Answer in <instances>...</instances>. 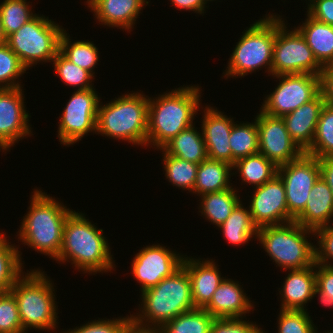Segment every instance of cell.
Instances as JSON below:
<instances>
[{"mask_svg":"<svg viewBox=\"0 0 333 333\" xmlns=\"http://www.w3.org/2000/svg\"><path fill=\"white\" fill-rule=\"evenodd\" d=\"M85 212L74 210L66 219L63 242L56 263H70L79 273L95 275L116 270L114 255L102 228L89 221Z\"/></svg>","mask_w":333,"mask_h":333,"instance_id":"cell-1","label":"cell"},{"mask_svg":"<svg viewBox=\"0 0 333 333\" xmlns=\"http://www.w3.org/2000/svg\"><path fill=\"white\" fill-rule=\"evenodd\" d=\"M201 88L198 84L183 85L149 97L147 147L162 149L182 130L195 123V117L203 106Z\"/></svg>","mask_w":333,"mask_h":333,"instance_id":"cell-2","label":"cell"},{"mask_svg":"<svg viewBox=\"0 0 333 333\" xmlns=\"http://www.w3.org/2000/svg\"><path fill=\"white\" fill-rule=\"evenodd\" d=\"M32 190L28 211L15 235L17 243L55 261L62 247L64 224L74 210L41 188Z\"/></svg>","mask_w":333,"mask_h":333,"instance_id":"cell-3","label":"cell"},{"mask_svg":"<svg viewBox=\"0 0 333 333\" xmlns=\"http://www.w3.org/2000/svg\"><path fill=\"white\" fill-rule=\"evenodd\" d=\"M29 270L24 272L10 289L17 302L22 329L25 333H29L31 329L55 332L59 329L55 283L43 268Z\"/></svg>","mask_w":333,"mask_h":333,"instance_id":"cell-4","label":"cell"},{"mask_svg":"<svg viewBox=\"0 0 333 333\" xmlns=\"http://www.w3.org/2000/svg\"><path fill=\"white\" fill-rule=\"evenodd\" d=\"M130 92L122 93L108 103L100 101L96 135L147 147L149 95L143 91Z\"/></svg>","mask_w":333,"mask_h":333,"instance_id":"cell-5","label":"cell"},{"mask_svg":"<svg viewBox=\"0 0 333 333\" xmlns=\"http://www.w3.org/2000/svg\"><path fill=\"white\" fill-rule=\"evenodd\" d=\"M142 300L131 319L142 326L161 327L184 312L195 309L191 281L186 269L181 266L171 276L156 286L140 293ZM139 310V311H138Z\"/></svg>","mask_w":333,"mask_h":333,"instance_id":"cell-6","label":"cell"},{"mask_svg":"<svg viewBox=\"0 0 333 333\" xmlns=\"http://www.w3.org/2000/svg\"><path fill=\"white\" fill-rule=\"evenodd\" d=\"M309 237H315L314 230L291 221L258 228L256 241L276 267L287 271L304 269L316 263L315 241L313 243Z\"/></svg>","mask_w":333,"mask_h":333,"instance_id":"cell-7","label":"cell"},{"mask_svg":"<svg viewBox=\"0 0 333 333\" xmlns=\"http://www.w3.org/2000/svg\"><path fill=\"white\" fill-rule=\"evenodd\" d=\"M267 14V15H266ZM245 28L227 62L222 74L226 80L244 78L259 70L271 76L273 47L275 41V13H266ZM265 16V17H264Z\"/></svg>","mask_w":333,"mask_h":333,"instance_id":"cell-8","label":"cell"},{"mask_svg":"<svg viewBox=\"0 0 333 333\" xmlns=\"http://www.w3.org/2000/svg\"><path fill=\"white\" fill-rule=\"evenodd\" d=\"M64 27L44 14L31 20L9 35L6 44L29 71L38 63L52 62L59 51V40ZM30 68V69H29Z\"/></svg>","mask_w":333,"mask_h":333,"instance_id":"cell-9","label":"cell"},{"mask_svg":"<svg viewBox=\"0 0 333 333\" xmlns=\"http://www.w3.org/2000/svg\"><path fill=\"white\" fill-rule=\"evenodd\" d=\"M286 20L282 15L275 14L271 76L294 73L320 75L324 67L317 61L299 30L295 26L289 29L291 24Z\"/></svg>","mask_w":333,"mask_h":333,"instance_id":"cell-10","label":"cell"},{"mask_svg":"<svg viewBox=\"0 0 333 333\" xmlns=\"http://www.w3.org/2000/svg\"><path fill=\"white\" fill-rule=\"evenodd\" d=\"M102 97L95 88L74 90L59 115L57 137L60 145L72 146L89 133L96 134V120Z\"/></svg>","mask_w":333,"mask_h":333,"instance_id":"cell-11","label":"cell"},{"mask_svg":"<svg viewBox=\"0 0 333 333\" xmlns=\"http://www.w3.org/2000/svg\"><path fill=\"white\" fill-rule=\"evenodd\" d=\"M277 81L266 94L260 110L271 116L283 117L320 93V75L294 73L272 76ZM279 81V83H278Z\"/></svg>","mask_w":333,"mask_h":333,"instance_id":"cell-12","label":"cell"},{"mask_svg":"<svg viewBox=\"0 0 333 333\" xmlns=\"http://www.w3.org/2000/svg\"><path fill=\"white\" fill-rule=\"evenodd\" d=\"M285 187L288 222L304 210L312 187L321 176L319 160L304 153L297 160L278 167V174Z\"/></svg>","mask_w":333,"mask_h":333,"instance_id":"cell-13","label":"cell"},{"mask_svg":"<svg viewBox=\"0 0 333 333\" xmlns=\"http://www.w3.org/2000/svg\"><path fill=\"white\" fill-rule=\"evenodd\" d=\"M166 247L154 242L141 247L131 260V274L139 283L140 293L156 286L182 266L185 255Z\"/></svg>","mask_w":333,"mask_h":333,"instance_id":"cell-14","label":"cell"},{"mask_svg":"<svg viewBox=\"0 0 333 333\" xmlns=\"http://www.w3.org/2000/svg\"><path fill=\"white\" fill-rule=\"evenodd\" d=\"M259 133V153L277 167L300 158L304 152L293 141L282 117L259 109L255 116Z\"/></svg>","mask_w":333,"mask_h":333,"instance_id":"cell-15","label":"cell"},{"mask_svg":"<svg viewBox=\"0 0 333 333\" xmlns=\"http://www.w3.org/2000/svg\"><path fill=\"white\" fill-rule=\"evenodd\" d=\"M252 190L248 207L258 228L288 223L285 187L278 175Z\"/></svg>","mask_w":333,"mask_h":333,"instance_id":"cell-16","label":"cell"},{"mask_svg":"<svg viewBox=\"0 0 333 333\" xmlns=\"http://www.w3.org/2000/svg\"><path fill=\"white\" fill-rule=\"evenodd\" d=\"M23 90V87L0 89V139L10 149L34 135Z\"/></svg>","mask_w":333,"mask_h":333,"instance_id":"cell-17","label":"cell"},{"mask_svg":"<svg viewBox=\"0 0 333 333\" xmlns=\"http://www.w3.org/2000/svg\"><path fill=\"white\" fill-rule=\"evenodd\" d=\"M214 107H212V104H205L199 110L203 114L200 128L205 141L207 156L209 159L224 161L232 165L229 137L235 120L233 117L225 115L223 111H219L216 106Z\"/></svg>","mask_w":333,"mask_h":333,"instance_id":"cell-18","label":"cell"},{"mask_svg":"<svg viewBox=\"0 0 333 333\" xmlns=\"http://www.w3.org/2000/svg\"><path fill=\"white\" fill-rule=\"evenodd\" d=\"M98 25L117 28L130 33L133 31L142 10L150 0H85Z\"/></svg>","mask_w":333,"mask_h":333,"instance_id":"cell-19","label":"cell"},{"mask_svg":"<svg viewBox=\"0 0 333 333\" xmlns=\"http://www.w3.org/2000/svg\"><path fill=\"white\" fill-rule=\"evenodd\" d=\"M226 277L204 309L215 318H245L252 311L250 314H253L255 302L246 294L243 284Z\"/></svg>","mask_w":333,"mask_h":333,"instance_id":"cell-20","label":"cell"},{"mask_svg":"<svg viewBox=\"0 0 333 333\" xmlns=\"http://www.w3.org/2000/svg\"><path fill=\"white\" fill-rule=\"evenodd\" d=\"M182 266L186 269L196 308H204L212 299L213 293L224 280L219 265L212 258L184 256Z\"/></svg>","mask_w":333,"mask_h":333,"instance_id":"cell-21","label":"cell"},{"mask_svg":"<svg viewBox=\"0 0 333 333\" xmlns=\"http://www.w3.org/2000/svg\"><path fill=\"white\" fill-rule=\"evenodd\" d=\"M288 272V273H287ZM285 270L284 281L278 288L281 310H308L306 304L313 300L316 288L315 264L297 270Z\"/></svg>","mask_w":333,"mask_h":333,"instance_id":"cell-22","label":"cell"},{"mask_svg":"<svg viewBox=\"0 0 333 333\" xmlns=\"http://www.w3.org/2000/svg\"><path fill=\"white\" fill-rule=\"evenodd\" d=\"M324 105L320 92L314 99L282 117L289 135L304 153L311 147Z\"/></svg>","mask_w":333,"mask_h":333,"instance_id":"cell-23","label":"cell"},{"mask_svg":"<svg viewBox=\"0 0 333 333\" xmlns=\"http://www.w3.org/2000/svg\"><path fill=\"white\" fill-rule=\"evenodd\" d=\"M294 221L311 230L333 224V193L321 176L312 187L304 210Z\"/></svg>","mask_w":333,"mask_h":333,"instance_id":"cell-24","label":"cell"},{"mask_svg":"<svg viewBox=\"0 0 333 333\" xmlns=\"http://www.w3.org/2000/svg\"><path fill=\"white\" fill-rule=\"evenodd\" d=\"M305 16V20L295 27L305 38L317 61L323 67L333 66V26L313 19L306 12Z\"/></svg>","mask_w":333,"mask_h":333,"instance_id":"cell-25","label":"cell"},{"mask_svg":"<svg viewBox=\"0 0 333 333\" xmlns=\"http://www.w3.org/2000/svg\"><path fill=\"white\" fill-rule=\"evenodd\" d=\"M232 176L234 175L231 164L207 158L198 166L194 190L191 194L199 197L204 194L229 189L234 186L230 182L232 181Z\"/></svg>","mask_w":333,"mask_h":333,"instance_id":"cell-26","label":"cell"},{"mask_svg":"<svg viewBox=\"0 0 333 333\" xmlns=\"http://www.w3.org/2000/svg\"><path fill=\"white\" fill-rule=\"evenodd\" d=\"M239 192L235 185L229 189L199 196L198 213L217 228L227 220L234 208L242 201Z\"/></svg>","mask_w":333,"mask_h":333,"instance_id":"cell-27","label":"cell"},{"mask_svg":"<svg viewBox=\"0 0 333 333\" xmlns=\"http://www.w3.org/2000/svg\"><path fill=\"white\" fill-rule=\"evenodd\" d=\"M195 123L182 130L162 149L169 155L200 164L208 158L202 130Z\"/></svg>","mask_w":333,"mask_h":333,"instance_id":"cell-28","label":"cell"},{"mask_svg":"<svg viewBox=\"0 0 333 333\" xmlns=\"http://www.w3.org/2000/svg\"><path fill=\"white\" fill-rule=\"evenodd\" d=\"M244 205L245 203L241 201L227 220L217 227L221 230L226 242L234 246H244L257 237L258 227L252 221L248 205L247 207Z\"/></svg>","mask_w":333,"mask_h":333,"instance_id":"cell-29","label":"cell"},{"mask_svg":"<svg viewBox=\"0 0 333 333\" xmlns=\"http://www.w3.org/2000/svg\"><path fill=\"white\" fill-rule=\"evenodd\" d=\"M277 174L278 167L261 153L241 158L233 165V175L240 176L241 185L249 184L252 188L263 185Z\"/></svg>","mask_w":333,"mask_h":333,"instance_id":"cell-30","label":"cell"},{"mask_svg":"<svg viewBox=\"0 0 333 333\" xmlns=\"http://www.w3.org/2000/svg\"><path fill=\"white\" fill-rule=\"evenodd\" d=\"M10 236L0 232V294L10 291L16 280L25 272L21 249L9 239ZM8 238V239H7Z\"/></svg>","mask_w":333,"mask_h":333,"instance_id":"cell-31","label":"cell"},{"mask_svg":"<svg viewBox=\"0 0 333 333\" xmlns=\"http://www.w3.org/2000/svg\"><path fill=\"white\" fill-rule=\"evenodd\" d=\"M70 34L64 29L59 40V51L72 63L89 71L94 77L95 68L100 62V51L94 41L76 40L72 41Z\"/></svg>","mask_w":333,"mask_h":333,"instance_id":"cell-32","label":"cell"},{"mask_svg":"<svg viewBox=\"0 0 333 333\" xmlns=\"http://www.w3.org/2000/svg\"><path fill=\"white\" fill-rule=\"evenodd\" d=\"M232 166L234 163L250 155L259 153V133L256 119L252 122H234L232 131L229 137Z\"/></svg>","mask_w":333,"mask_h":333,"instance_id":"cell-33","label":"cell"},{"mask_svg":"<svg viewBox=\"0 0 333 333\" xmlns=\"http://www.w3.org/2000/svg\"><path fill=\"white\" fill-rule=\"evenodd\" d=\"M162 150V151H161ZM161 151L163 164L164 176L167 182L171 185L178 187L183 191H189L192 193L194 190V185L197 176V169L199 164L181 160L178 157L171 156L167 154L163 149H158Z\"/></svg>","mask_w":333,"mask_h":333,"instance_id":"cell-34","label":"cell"},{"mask_svg":"<svg viewBox=\"0 0 333 333\" xmlns=\"http://www.w3.org/2000/svg\"><path fill=\"white\" fill-rule=\"evenodd\" d=\"M215 317L204 308L181 313L160 327L162 333H210Z\"/></svg>","mask_w":333,"mask_h":333,"instance_id":"cell-35","label":"cell"},{"mask_svg":"<svg viewBox=\"0 0 333 333\" xmlns=\"http://www.w3.org/2000/svg\"><path fill=\"white\" fill-rule=\"evenodd\" d=\"M317 159L333 157V106L325 103L311 147L305 152Z\"/></svg>","mask_w":333,"mask_h":333,"instance_id":"cell-36","label":"cell"},{"mask_svg":"<svg viewBox=\"0 0 333 333\" xmlns=\"http://www.w3.org/2000/svg\"><path fill=\"white\" fill-rule=\"evenodd\" d=\"M55 75L60 77L62 83L75 90L94 88L95 77L87 70L82 69L67 59L60 51L51 62Z\"/></svg>","mask_w":333,"mask_h":333,"instance_id":"cell-37","label":"cell"},{"mask_svg":"<svg viewBox=\"0 0 333 333\" xmlns=\"http://www.w3.org/2000/svg\"><path fill=\"white\" fill-rule=\"evenodd\" d=\"M32 9V2L27 0H3L0 2V17L6 38L36 15Z\"/></svg>","mask_w":333,"mask_h":333,"instance_id":"cell-38","label":"cell"},{"mask_svg":"<svg viewBox=\"0 0 333 333\" xmlns=\"http://www.w3.org/2000/svg\"><path fill=\"white\" fill-rule=\"evenodd\" d=\"M27 68L5 43L0 45V89L24 87L21 79Z\"/></svg>","mask_w":333,"mask_h":333,"instance_id":"cell-39","label":"cell"},{"mask_svg":"<svg viewBox=\"0 0 333 333\" xmlns=\"http://www.w3.org/2000/svg\"><path fill=\"white\" fill-rule=\"evenodd\" d=\"M307 310H281L277 315L276 333H318ZM263 333H268L263 330Z\"/></svg>","mask_w":333,"mask_h":333,"instance_id":"cell-40","label":"cell"},{"mask_svg":"<svg viewBox=\"0 0 333 333\" xmlns=\"http://www.w3.org/2000/svg\"><path fill=\"white\" fill-rule=\"evenodd\" d=\"M0 333H25L17 302L10 291L0 294Z\"/></svg>","mask_w":333,"mask_h":333,"instance_id":"cell-41","label":"cell"},{"mask_svg":"<svg viewBox=\"0 0 333 333\" xmlns=\"http://www.w3.org/2000/svg\"><path fill=\"white\" fill-rule=\"evenodd\" d=\"M131 320V315L108 318H98L87 321L85 324L73 329H66L59 333H122L126 324Z\"/></svg>","mask_w":333,"mask_h":333,"instance_id":"cell-42","label":"cell"},{"mask_svg":"<svg viewBox=\"0 0 333 333\" xmlns=\"http://www.w3.org/2000/svg\"><path fill=\"white\" fill-rule=\"evenodd\" d=\"M316 288L313 299L318 297L323 307L333 308V267L315 263Z\"/></svg>","mask_w":333,"mask_h":333,"instance_id":"cell-43","label":"cell"},{"mask_svg":"<svg viewBox=\"0 0 333 333\" xmlns=\"http://www.w3.org/2000/svg\"><path fill=\"white\" fill-rule=\"evenodd\" d=\"M314 235L316 237L312 240L317 241L315 244V262L333 267V224L315 229Z\"/></svg>","mask_w":333,"mask_h":333,"instance_id":"cell-44","label":"cell"},{"mask_svg":"<svg viewBox=\"0 0 333 333\" xmlns=\"http://www.w3.org/2000/svg\"><path fill=\"white\" fill-rule=\"evenodd\" d=\"M210 333H263V328L246 317L215 318Z\"/></svg>","mask_w":333,"mask_h":333,"instance_id":"cell-45","label":"cell"},{"mask_svg":"<svg viewBox=\"0 0 333 333\" xmlns=\"http://www.w3.org/2000/svg\"><path fill=\"white\" fill-rule=\"evenodd\" d=\"M305 9L313 19L333 26V0H315Z\"/></svg>","mask_w":333,"mask_h":333,"instance_id":"cell-46","label":"cell"},{"mask_svg":"<svg viewBox=\"0 0 333 333\" xmlns=\"http://www.w3.org/2000/svg\"><path fill=\"white\" fill-rule=\"evenodd\" d=\"M320 92L326 104L333 106V66H326L320 73Z\"/></svg>","mask_w":333,"mask_h":333,"instance_id":"cell-47","label":"cell"},{"mask_svg":"<svg viewBox=\"0 0 333 333\" xmlns=\"http://www.w3.org/2000/svg\"><path fill=\"white\" fill-rule=\"evenodd\" d=\"M170 5L176 10L180 11H192L199 15H205L206 9L209 8V2L207 0H169ZM208 3V4H207Z\"/></svg>","mask_w":333,"mask_h":333,"instance_id":"cell-48","label":"cell"},{"mask_svg":"<svg viewBox=\"0 0 333 333\" xmlns=\"http://www.w3.org/2000/svg\"><path fill=\"white\" fill-rule=\"evenodd\" d=\"M319 165L321 177L326 181L327 185L333 193V157L320 158Z\"/></svg>","mask_w":333,"mask_h":333,"instance_id":"cell-49","label":"cell"},{"mask_svg":"<svg viewBox=\"0 0 333 333\" xmlns=\"http://www.w3.org/2000/svg\"><path fill=\"white\" fill-rule=\"evenodd\" d=\"M122 333H162L159 327L142 326L132 319L126 324Z\"/></svg>","mask_w":333,"mask_h":333,"instance_id":"cell-50","label":"cell"},{"mask_svg":"<svg viewBox=\"0 0 333 333\" xmlns=\"http://www.w3.org/2000/svg\"><path fill=\"white\" fill-rule=\"evenodd\" d=\"M6 36L4 34L3 28H2V21L0 17V45H3L6 43Z\"/></svg>","mask_w":333,"mask_h":333,"instance_id":"cell-51","label":"cell"},{"mask_svg":"<svg viewBox=\"0 0 333 333\" xmlns=\"http://www.w3.org/2000/svg\"><path fill=\"white\" fill-rule=\"evenodd\" d=\"M11 149L0 139V152L7 154Z\"/></svg>","mask_w":333,"mask_h":333,"instance_id":"cell-52","label":"cell"},{"mask_svg":"<svg viewBox=\"0 0 333 333\" xmlns=\"http://www.w3.org/2000/svg\"><path fill=\"white\" fill-rule=\"evenodd\" d=\"M303 1V0H301ZM307 8L315 1V0H305Z\"/></svg>","mask_w":333,"mask_h":333,"instance_id":"cell-53","label":"cell"},{"mask_svg":"<svg viewBox=\"0 0 333 333\" xmlns=\"http://www.w3.org/2000/svg\"><path fill=\"white\" fill-rule=\"evenodd\" d=\"M329 331H330V332H329ZM318 333H333V329H332V331H331V330H327V332H326V330L323 331V332H319V331H318Z\"/></svg>","mask_w":333,"mask_h":333,"instance_id":"cell-54","label":"cell"},{"mask_svg":"<svg viewBox=\"0 0 333 333\" xmlns=\"http://www.w3.org/2000/svg\"><path fill=\"white\" fill-rule=\"evenodd\" d=\"M207 1H208L209 3H210V2L212 3L213 1H216V0H207ZM217 1H218V0H217Z\"/></svg>","mask_w":333,"mask_h":333,"instance_id":"cell-55","label":"cell"}]
</instances>
